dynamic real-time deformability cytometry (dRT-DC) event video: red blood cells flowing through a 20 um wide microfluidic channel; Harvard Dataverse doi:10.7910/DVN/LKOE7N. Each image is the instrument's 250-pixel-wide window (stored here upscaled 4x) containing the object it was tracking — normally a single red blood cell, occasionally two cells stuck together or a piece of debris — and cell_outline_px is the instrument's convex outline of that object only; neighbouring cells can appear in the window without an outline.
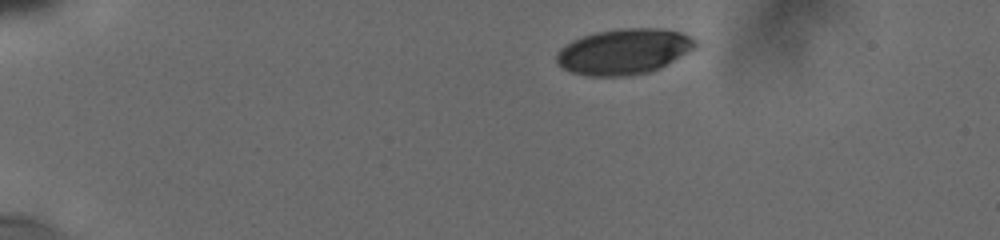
{"species": "human", "species_latin": "Homo sapiens", "temperature_condition": "cold", "stored_images_in_passage": 30, "camera_frame_rate_fps": 3000, "um_per_image_px": 0.085, "donor": {"sex": "male"}, "frame": {"image": 1, "passage_image": 1, "time_ms": 0.0, "image_size_px": [1000, 240], "cell_outline_px": [[696, 44], [692, 48], [660, 68], [648, 72], [628, 76], [588, 76], [572, 72], [564, 68], [556, 60], [556, 56], [560, 48], [572, 40], [596, 32], [624, 28], [656, 28], [680, 32], [696, 40]], "centroid_in_image_um": [52.99, 4.38], "position_along_channel_um": 32.0, "area_um2": 36.3}}
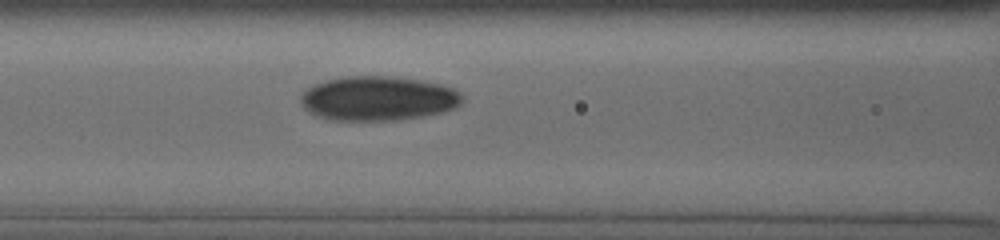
{"frame": {"image": 2, "passage_image": 21, "time_ms": 5.0, "image_size_px": [1000, 240], "cell_outline_px": [[460, 104], [452, 108], [440, 112], [420, 116], [396, 120], [328, 120], [308, 112], [304, 108], [300, 100], [300, 96], [308, 88], [316, 84], [328, 80], [348, 76], [388, 76], [416, 80], [440, 84], [452, 88], [460, 96]], "centroid_in_image_um": [32.06, 8.37], "position_along_channel_um": 134.5, "area_um2": 41.1}}
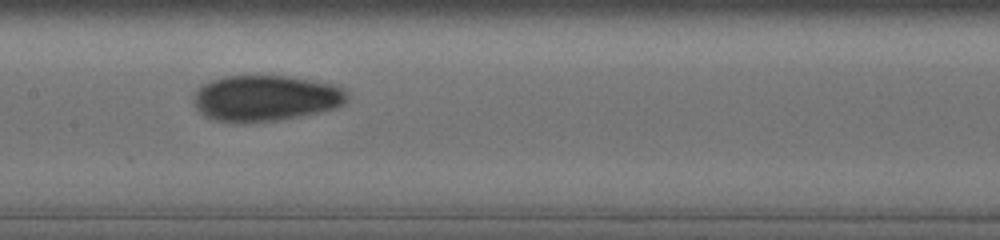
{"frame": {"image": 3, "passage_image": 29, "time_ms": 6.333, "image_size_px": [1000, 240], "cell_outline_px": [[348, 100], [344, 104], [336, 108], [320, 112], [300, 116], [276, 120], [244, 124], [240, 124], [212, 120], [204, 116], [196, 108], [192, 100], [192, 96], [200, 84], [224, 76], [288, 76], [312, 80], [332, 84], [348, 88]], "centroid_in_image_um": [22.56, 8.36], "position_along_channel_um": 184.8, "area_um2": 41.96}}